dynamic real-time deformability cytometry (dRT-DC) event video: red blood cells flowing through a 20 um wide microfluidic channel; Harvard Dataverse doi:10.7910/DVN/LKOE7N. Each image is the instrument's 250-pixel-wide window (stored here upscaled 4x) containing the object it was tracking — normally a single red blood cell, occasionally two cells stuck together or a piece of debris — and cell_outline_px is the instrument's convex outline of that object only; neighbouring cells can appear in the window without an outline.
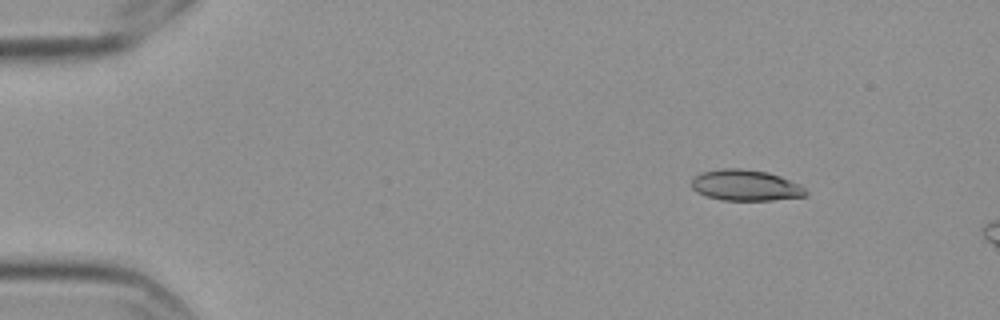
{"species": "Egyptian fruit bat (a non-hibernating species)", "species_latin": "Rousettus aegyptiacus", "temperature_condition": "cold", "stored_images_in_passage": 6, "camera_frame_rate_fps": 3000, "um_per_image_px": 0.085, "frame": {"image": 1, "passage_image": 2, "time_ms": 0.333, "image_size_px": [1000, 320], "cell_outline_px": [[808, 192], [804, 196], [772, 200], [720, 200], [708, 196], [692, 188], [692, 180], [696, 176], [704, 172], [724, 168], [740, 168], [768, 172], [780, 176], [800, 184]], "centroid_in_image_um": [63.41, 15.75], "position_along_channel_um": 21.6, "area_um2": 20.35}}
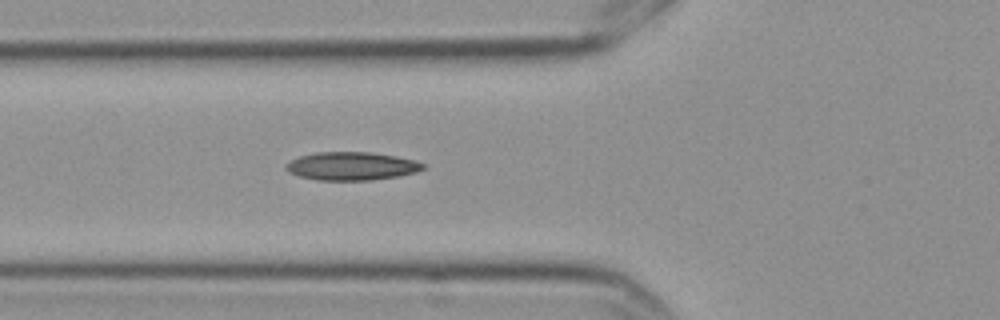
{"frame": {"image": 2, "passage_image": 6, "time_ms": 1.667, "image_size_px": [1000, 320], "cell_outline_px": [[428, 168], [416, 172], [396, 176], [372, 180], [316, 180], [300, 176], [288, 172], [284, 168], [284, 164], [300, 156], [316, 152], [368, 152], [396, 156], [412, 160], [424, 164]], "centroid_in_image_um": [29.86, 14.12], "position_along_channel_um": 95.9, "area_um2": 22.48}}